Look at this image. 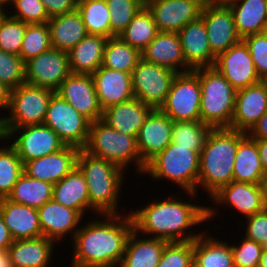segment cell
Listing matches in <instances>:
<instances>
[{
    "label": "cell",
    "mask_w": 267,
    "mask_h": 267,
    "mask_svg": "<svg viewBox=\"0 0 267 267\" xmlns=\"http://www.w3.org/2000/svg\"><path fill=\"white\" fill-rule=\"evenodd\" d=\"M44 124L54 130L65 145L85 148L91 121L56 92L50 99Z\"/></svg>",
    "instance_id": "9c48e42d"
},
{
    "label": "cell",
    "mask_w": 267,
    "mask_h": 267,
    "mask_svg": "<svg viewBox=\"0 0 267 267\" xmlns=\"http://www.w3.org/2000/svg\"><path fill=\"white\" fill-rule=\"evenodd\" d=\"M55 91L21 84L10 91L9 117L4 116L5 127H23L44 124L50 99Z\"/></svg>",
    "instance_id": "ba28073f"
},
{
    "label": "cell",
    "mask_w": 267,
    "mask_h": 267,
    "mask_svg": "<svg viewBox=\"0 0 267 267\" xmlns=\"http://www.w3.org/2000/svg\"><path fill=\"white\" fill-rule=\"evenodd\" d=\"M110 11L111 37L119 36L129 25L145 0H106Z\"/></svg>",
    "instance_id": "7bdbcfd3"
},
{
    "label": "cell",
    "mask_w": 267,
    "mask_h": 267,
    "mask_svg": "<svg viewBox=\"0 0 267 267\" xmlns=\"http://www.w3.org/2000/svg\"><path fill=\"white\" fill-rule=\"evenodd\" d=\"M77 167L84 174L89 195V210L97 214L120 215L117 203L126 173L118 165L105 159L92 156L80 149ZM124 176V177H123Z\"/></svg>",
    "instance_id": "277c9868"
},
{
    "label": "cell",
    "mask_w": 267,
    "mask_h": 267,
    "mask_svg": "<svg viewBox=\"0 0 267 267\" xmlns=\"http://www.w3.org/2000/svg\"><path fill=\"white\" fill-rule=\"evenodd\" d=\"M52 48L69 52L86 35L87 31L80 12L76 9L48 20Z\"/></svg>",
    "instance_id": "f1b7e54d"
},
{
    "label": "cell",
    "mask_w": 267,
    "mask_h": 267,
    "mask_svg": "<svg viewBox=\"0 0 267 267\" xmlns=\"http://www.w3.org/2000/svg\"><path fill=\"white\" fill-rule=\"evenodd\" d=\"M245 236L258 243L267 239V209L246 217Z\"/></svg>",
    "instance_id": "f907efd6"
},
{
    "label": "cell",
    "mask_w": 267,
    "mask_h": 267,
    "mask_svg": "<svg viewBox=\"0 0 267 267\" xmlns=\"http://www.w3.org/2000/svg\"><path fill=\"white\" fill-rule=\"evenodd\" d=\"M23 172L16 149L12 145L0 147V198L8 196Z\"/></svg>",
    "instance_id": "b9f144b4"
},
{
    "label": "cell",
    "mask_w": 267,
    "mask_h": 267,
    "mask_svg": "<svg viewBox=\"0 0 267 267\" xmlns=\"http://www.w3.org/2000/svg\"><path fill=\"white\" fill-rule=\"evenodd\" d=\"M5 129L7 140L15 139L14 137L20 134L11 145L16 149L23 164L57 152L66 146L55 131L45 124L5 127Z\"/></svg>",
    "instance_id": "7c38bea8"
},
{
    "label": "cell",
    "mask_w": 267,
    "mask_h": 267,
    "mask_svg": "<svg viewBox=\"0 0 267 267\" xmlns=\"http://www.w3.org/2000/svg\"><path fill=\"white\" fill-rule=\"evenodd\" d=\"M0 215L14 240L34 239L42 236L36 208L18 204L3 197L0 198Z\"/></svg>",
    "instance_id": "4316f807"
},
{
    "label": "cell",
    "mask_w": 267,
    "mask_h": 267,
    "mask_svg": "<svg viewBox=\"0 0 267 267\" xmlns=\"http://www.w3.org/2000/svg\"><path fill=\"white\" fill-rule=\"evenodd\" d=\"M52 48L48 23L27 24L20 50L24 62Z\"/></svg>",
    "instance_id": "60d3db41"
},
{
    "label": "cell",
    "mask_w": 267,
    "mask_h": 267,
    "mask_svg": "<svg viewBox=\"0 0 267 267\" xmlns=\"http://www.w3.org/2000/svg\"><path fill=\"white\" fill-rule=\"evenodd\" d=\"M54 241L44 236L14 240L7 253L13 267H47L53 254Z\"/></svg>",
    "instance_id": "83f0119b"
},
{
    "label": "cell",
    "mask_w": 267,
    "mask_h": 267,
    "mask_svg": "<svg viewBox=\"0 0 267 267\" xmlns=\"http://www.w3.org/2000/svg\"><path fill=\"white\" fill-rule=\"evenodd\" d=\"M189 267H202V266L195 259H193Z\"/></svg>",
    "instance_id": "be15d7a7"
},
{
    "label": "cell",
    "mask_w": 267,
    "mask_h": 267,
    "mask_svg": "<svg viewBox=\"0 0 267 267\" xmlns=\"http://www.w3.org/2000/svg\"><path fill=\"white\" fill-rule=\"evenodd\" d=\"M0 267H13L7 251L0 252Z\"/></svg>",
    "instance_id": "680465c9"
},
{
    "label": "cell",
    "mask_w": 267,
    "mask_h": 267,
    "mask_svg": "<svg viewBox=\"0 0 267 267\" xmlns=\"http://www.w3.org/2000/svg\"><path fill=\"white\" fill-rule=\"evenodd\" d=\"M26 26L27 23L6 14L0 22V49L19 56Z\"/></svg>",
    "instance_id": "ee69618b"
},
{
    "label": "cell",
    "mask_w": 267,
    "mask_h": 267,
    "mask_svg": "<svg viewBox=\"0 0 267 267\" xmlns=\"http://www.w3.org/2000/svg\"><path fill=\"white\" fill-rule=\"evenodd\" d=\"M6 198L38 209L53 199V184L32 178L23 172Z\"/></svg>",
    "instance_id": "e575fe53"
},
{
    "label": "cell",
    "mask_w": 267,
    "mask_h": 267,
    "mask_svg": "<svg viewBox=\"0 0 267 267\" xmlns=\"http://www.w3.org/2000/svg\"><path fill=\"white\" fill-rule=\"evenodd\" d=\"M142 59L176 73H184L192 69L187 65L178 33L158 32L156 37L141 52ZM178 68H183L181 71Z\"/></svg>",
    "instance_id": "cb8c5ba5"
},
{
    "label": "cell",
    "mask_w": 267,
    "mask_h": 267,
    "mask_svg": "<svg viewBox=\"0 0 267 267\" xmlns=\"http://www.w3.org/2000/svg\"><path fill=\"white\" fill-rule=\"evenodd\" d=\"M176 75L171 69L141 59L132 72L134 97L159 109L165 102Z\"/></svg>",
    "instance_id": "8fae6325"
},
{
    "label": "cell",
    "mask_w": 267,
    "mask_h": 267,
    "mask_svg": "<svg viewBox=\"0 0 267 267\" xmlns=\"http://www.w3.org/2000/svg\"><path fill=\"white\" fill-rule=\"evenodd\" d=\"M200 153L190 147L171 142L145 166L143 173L155 180H170L186 191L190 198H197Z\"/></svg>",
    "instance_id": "5b68a950"
},
{
    "label": "cell",
    "mask_w": 267,
    "mask_h": 267,
    "mask_svg": "<svg viewBox=\"0 0 267 267\" xmlns=\"http://www.w3.org/2000/svg\"><path fill=\"white\" fill-rule=\"evenodd\" d=\"M212 127L201 121H173L172 140L200 153Z\"/></svg>",
    "instance_id": "ab89813d"
},
{
    "label": "cell",
    "mask_w": 267,
    "mask_h": 267,
    "mask_svg": "<svg viewBox=\"0 0 267 267\" xmlns=\"http://www.w3.org/2000/svg\"><path fill=\"white\" fill-rule=\"evenodd\" d=\"M49 18L77 9L76 0H41Z\"/></svg>",
    "instance_id": "816d5d0a"
},
{
    "label": "cell",
    "mask_w": 267,
    "mask_h": 267,
    "mask_svg": "<svg viewBox=\"0 0 267 267\" xmlns=\"http://www.w3.org/2000/svg\"><path fill=\"white\" fill-rule=\"evenodd\" d=\"M108 38L87 34L68 54L71 73L92 75L102 65Z\"/></svg>",
    "instance_id": "1f68e13d"
},
{
    "label": "cell",
    "mask_w": 267,
    "mask_h": 267,
    "mask_svg": "<svg viewBox=\"0 0 267 267\" xmlns=\"http://www.w3.org/2000/svg\"><path fill=\"white\" fill-rule=\"evenodd\" d=\"M11 89L0 81V110H8Z\"/></svg>",
    "instance_id": "9f6ffc18"
},
{
    "label": "cell",
    "mask_w": 267,
    "mask_h": 267,
    "mask_svg": "<svg viewBox=\"0 0 267 267\" xmlns=\"http://www.w3.org/2000/svg\"><path fill=\"white\" fill-rule=\"evenodd\" d=\"M168 197L154 201L131 212L134 231L138 234L154 235L152 238L167 242L192 241L201 233L187 234L184 231L215 217L217 210L213 207L185 203L182 200ZM189 228V229H188ZM186 236H185V235ZM196 234V235H195Z\"/></svg>",
    "instance_id": "7a4b0ae2"
},
{
    "label": "cell",
    "mask_w": 267,
    "mask_h": 267,
    "mask_svg": "<svg viewBox=\"0 0 267 267\" xmlns=\"http://www.w3.org/2000/svg\"><path fill=\"white\" fill-rule=\"evenodd\" d=\"M173 121L159 109H154L145 120L137 136L141 162L146 164L162 152L172 140Z\"/></svg>",
    "instance_id": "d6986e66"
},
{
    "label": "cell",
    "mask_w": 267,
    "mask_h": 267,
    "mask_svg": "<svg viewBox=\"0 0 267 267\" xmlns=\"http://www.w3.org/2000/svg\"><path fill=\"white\" fill-rule=\"evenodd\" d=\"M252 139H267V111L247 133Z\"/></svg>",
    "instance_id": "f5cc1de1"
},
{
    "label": "cell",
    "mask_w": 267,
    "mask_h": 267,
    "mask_svg": "<svg viewBox=\"0 0 267 267\" xmlns=\"http://www.w3.org/2000/svg\"><path fill=\"white\" fill-rule=\"evenodd\" d=\"M87 34L111 38L110 11L106 0H87L77 4Z\"/></svg>",
    "instance_id": "f35d334b"
},
{
    "label": "cell",
    "mask_w": 267,
    "mask_h": 267,
    "mask_svg": "<svg viewBox=\"0 0 267 267\" xmlns=\"http://www.w3.org/2000/svg\"><path fill=\"white\" fill-rule=\"evenodd\" d=\"M25 62L18 55L0 49V81L10 89L25 83Z\"/></svg>",
    "instance_id": "bcb514c9"
},
{
    "label": "cell",
    "mask_w": 267,
    "mask_h": 267,
    "mask_svg": "<svg viewBox=\"0 0 267 267\" xmlns=\"http://www.w3.org/2000/svg\"><path fill=\"white\" fill-rule=\"evenodd\" d=\"M25 83L57 91L70 74L67 52L55 48L25 62Z\"/></svg>",
    "instance_id": "5bb4252c"
},
{
    "label": "cell",
    "mask_w": 267,
    "mask_h": 267,
    "mask_svg": "<svg viewBox=\"0 0 267 267\" xmlns=\"http://www.w3.org/2000/svg\"><path fill=\"white\" fill-rule=\"evenodd\" d=\"M141 59L142 55L138 49L115 36L108 38L106 42L101 66L132 74Z\"/></svg>",
    "instance_id": "8d00e7d4"
},
{
    "label": "cell",
    "mask_w": 267,
    "mask_h": 267,
    "mask_svg": "<svg viewBox=\"0 0 267 267\" xmlns=\"http://www.w3.org/2000/svg\"><path fill=\"white\" fill-rule=\"evenodd\" d=\"M7 140V132L4 124V117H0V141Z\"/></svg>",
    "instance_id": "91938a15"
},
{
    "label": "cell",
    "mask_w": 267,
    "mask_h": 267,
    "mask_svg": "<svg viewBox=\"0 0 267 267\" xmlns=\"http://www.w3.org/2000/svg\"><path fill=\"white\" fill-rule=\"evenodd\" d=\"M178 36L184 59L192 70L213 67L216 55L209 46L207 29L201 17L189 22Z\"/></svg>",
    "instance_id": "44dd1931"
},
{
    "label": "cell",
    "mask_w": 267,
    "mask_h": 267,
    "mask_svg": "<svg viewBox=\"0 0 267 267\" xmlns=\"http://www.w3.org/2000/svg\"><path fill=\"white\" fill-rule=\"evenodd\" d=\"M158 32L151 12L144 6L139 10L119 37L124 42L142 52L156 37Z\"/></svg>",
    "instance_id": "74e56055"
},
{
    "label": "cell",
    "mask_w": 267,
    "mask_h": 267,
    "mask_svg": "<svg viewBox=\"0 0 267 267\" xmlns=\"http://www.w3.org/2000/svg\"><path fill=\"white\" fill-rule=\"evenodd\" d=\"M248 46L257 74L267 81V38L261 34H251L242 39Z\"/></svg>",
    "instance_id": "681fc988"
},
{
    "label": "cell",
    "mask_w": 267,
    "mask_h": 267,
    "mask_svg": "<svg viewBox=\"0 0 267 267\" xmlns=\"http://www.w3.org/2000/svg\"><path fill=\"white\" fill-rule=\"evenodd\" d=\"M92 78L102 110L134 98L131 73L101 66Z\"/></svg>",
    "instance_id": "603a6c76"
},
{
    "label": "cell",
    "mask_w": 267,
    "mask_h": 267,
    "mask_svg": "<svg viewBox=\"0 0 267 267\" xmlns=\"http://www.w3.org/2000/svg\"><path fill=\"white\" fill-rule=\"evenodd\" d=\"M84 1H87V0H76V3H80V2H84Z\"/></svg>",
    "instance_id": "a7ac6f4b"
},
{
    "label": "cell",
    "mask_w": 267,
    "mask_h": 267,
    "mask_svg": "<svg viewBox=\"0 0 267 267\" xmlns=\"http://www.w3.org/2000/svg\"><path fill=\"white\" fill-rule=\"evenodd\" d=\"M267 111V81L237 90L231 129L248 133Z\"/></svg>",
    "instance_id": "ac0fdd59"
},
{
    "label": "cell",
    "mask_w": 267,
    "mask_h": 267,
    "mask_svg": "<svg viewBox=\"0 0 267 267\" xmlns=\"http://www.w3.org/2000/svg\"><path fill=\"white\" fill-rule=\"evenodd\" d=\"M266 173L259 158L256 139L246 134L239 142L235 155L233 181L260 185Z\"/></svg>",
    "instance_id": "836d02e7"
},
{
    "label": "cell",
    "mask_w": 267,
    "mask_h": 267,
    "mask_svg": "<svg viewBox=\"0 0 267 267\" xmlns=\"http://www.w3.org/2000/svg\"><path fill=\"white\" fill-rule=\"evenodd\" d=\"M256 143L262 167L267 173V139H256Z\"/></svg>",
    "instance_id": "11a10c76"
},
{
    "label": "cell",
    "mask_w": 267,
    "mask_h": 267,
    "mask_svg": "<svg viewBox=\"0 0 267 267\" xmlns=\"http://www.w3.org/2000/svg\"><path fill=\"white\" fill-rule=\"evenodd\" d=\"M241 243V245H240ZM239 246L231 245L235 267H259L263 249L261 244L246 237Z\"/></svg>",
    "instance_id": "c3c4849f"
},
{
    "label": "cell",
    "mask_w": 267,
    "mask_h": 267,
    "mask_svg": "<svg viewBox=\"0 0 267 267\" xmlns=\"http://www.w3.org/2000/svg\"><path fill=\"white\" fill-rule=\"evenodd\" d=\"M193 71L201 88L200 121L212 128H231L237 90L214 67Z\"/></svg>",
    "instance_id": "8992f818"
},
{
    "label": "cell",
    "mask_w": 267,
    "mask_h": 267,
    "mask_svg": "<svg viewBox=\"0 0 267 267\" xmlns=\"http://www.w3.org/2000/svg\"><path fill=\"white\" fill-rule=\"evenodd\" d=\"M16 14L9 15L27 24L47 23L50 19L41 0H12Z\"/></svg>",
    "instance_id": "7dc6e473"
},
{
    "label": "cell",
    "mask_w": 267,
    "mask_h": 267,
    "mask_svg": "<svg viewBox=\"0 0 267 267\" xmlns=\"http://www.w3.org/2000/svg\"><path fill=\"white\" fill-rule=\"evenodd\" d=\"M153 110L152 106L134 97L103 110L101 120L125 135L138 136L140 128Z\"/></svg>",
    "instance_id": "484cf974"
},
{
    "label": "cell",
    "mask_w": 267,
    "mask_h": 267,
    "mask_svg": "<svg viewBox=\"0 0 267 267\" xmlns=\"http://www.w3.org/2000/svg\"><path fill=\"white\" fill-rule=\"evenodd\" d=\"M194 259V240L167 242L157 267H189Z\"/></svg>",
    "instance_id": "f6af8a7d"
},
{
    "label": "cell",
    "mask_w": 267,
    "mask_h": 267,
    "mask_svg": "<svg viewBox=\"0 0 267 267\" xmlns=\"http://www.w3.org/2000/svg\"><path fill=\"white\" fill-rule=\"evenodd\" d=\"M14 241L8 227L4 224L2 216L0 215V252L7 251L9 246Z\"/></svg>",
    "instance_id": "db71d44e"
},
{
    "label": "cell",
    "mask_w": 267,
    "mask_h": 267,
    "mask_svg": "<svg viewBox=\"0 0 267 267\" xmlns=\"http://www.w3.org/2000/svg\"><path fill=\"white\" fill-rule=\"evenodd\" d=\"M246 134L231 128H212L200 152L197 191L203 187L208 196L212 197L233 181L238 142Z\"/></svg>",
    "instance_id": "3957f363"
},
{
    "label": "cell",
    "mask_w": 267,
    "mask_h": 267,
    "mask_svg": "<svg viewBox=\"0 0 267 267\" xmlns=\"http://www.w3.org/2000/svg\"><path fill=\"white\" fill-rule=\"evenodd\" d=\"M207 0H145L158 31L178 33L201 16Z\"/></svg>",
    "instance_id": "9a60e30c"
},
{
    "label": "cell",
    "mask_w": 267,
    "mask_h": 267,
    "mask_svg": "<svg viewBox=\"0 0 267 267\" xmlns=\"http://www.w3.org/2000/svg\"><path fill=\"white\" fill-rule=\"evenodd\" d=\"M139 234L133 230L128 237L126 249L118 267H157L165 244L162 239L138 238Z\"/></svg>",
    "instance_id": "f546056e"
},
{
    "label": "cell",
    "mask_w": 267,
    "mask_h": 267,
    "mask_svg": "<svg viewBox=\"0 0 267 267\" xmlns=\"http://www.w3.org/2000/svg\"><path fill=\"white\" fill-rule=\"evenodd\" d=\"M201 88L193 71L177 73L159 110L172 121H200Z\"/></svg>",
    "instance_id": "30bf717a"
},
{
    "label": "cell",
    "mask_w": 267,
    "mask_h": 267,
    "mask_svg": "<svg viewBox=\"0 0 267 267\" xmlns=\"http://www.w3.org/2000/svg\"><path fill=\"white\" fill-rule=\"evenodd\" d=\"M231 9L235 28L243 39L251 34H261L267 24L266 0H223Z\"/></svg>",
    "instance_id": "4dcf8cb0"
},
{
    "label": "cell",
    "mask_w": 267,
    "mask_h": 267,
    "mask_svg": "<svg viewBox=\"0 0 267 267\" xmlns=\"http://www.w3.org/2000/svg\"><path fill=\"white\" fill-rule=\"evenodd\" d=\"M37 210L42 236L55 243L61 241L68 232L74 237L83 220V216L77 210L65 207L54 199L44 203Z\"/></svg>",
    "instance_id": "7402d4cb"
},
{
    "label": "cell",
    "mask_w": 267,
    "mask_h": 267,
    "mask_svg": "<svg viewBox=\"0 0 267 267\" xmlns=\"http://www.w3.org/2000/svg\"><path fill=\"white\" fill-rule=\"evenodd\" d=\"M260 187L262 191L263 203H264L265 209H267V173L262 177Z\"/></svg>",
    "instance_id": "6f0895ef"
},
{
    "label": "cell",
    "mask_w": 267,
    "mask_h": 267,
    "mask_svg": "<svg viewBox=\"0 0 267 267\" xmlns=\"http://www.w3.org/2000/svg\"><path fill=\"white\" fill-rule=\"evenodd\" d=\"M204 235L201 233L194 240V259L202 267H235L231 245L217 237Z\"/></svg>",
    "instance_id": "d590c367"
},
{
    "label": "cell",
    "mask_w": 267,
    "mask_h": 267,
    "mask_svg": "<svg viewBox=\"0 0 267 267\" xmlns=\"http://www.w3.org/2000/svg\"><path fill=\"white\" fill-rule=\"evenodd\" d=\"M261 247H262L263 251H267V239H265V240L261 243Z\"/></svg>",
    "instance_id": "e7e4bbea"
},
{
    "label": "cell",
    "mask_w": 267,
    "mask_h": 267,
    "mask_svg": "<svg viewBox=\"0 0 267 267\" xmlns=\"http://www.w3.org/2000/svg\"><path fill=\"white\" fill-rule=\"evenodd\" d=\"M123 216L104 215V220L80 226L72 237V267H118L134 230L130 213Z\"/></svg>",
    "instance_id": "6da1fadb"
},
{
    "label": "cell",
    "mask_w": 267,
    "mask_h": 267,
    "mask_svg": "<svg viewBox=\"0 0 267 267\" xmlns=\"http://www.w3.org/2000/svg\"><path fill=\"white\" fill-rule=\"evenodd\" d=\"M12 0H0V4H2L5 7V4L11 3Z\"/></svg>",
    "instance_id": "03108f58"
},
{
    "label": "cell",
    "mask_w": 267,
    "mask_h": 267,
    "mask_svg": "<svg viewBox=\"0 0 267 267\" xmlns=\"http://www.w3.org/2000/svg\"><path fill=\"white\" fill-rule=\"evenodd\" d=\"M213 204H225L245 217L265 209L261 187L258 184L231 181L211 197Z\"/></svg>",
    "instance_id": "d4e9b609"
},
{
    "label": "cell",
    "mask_w": 267,
    "mask_h": 267,
    "mask_svg": "<svg viewBox=\"0 0 267 267\" xmlns=\"http://www.w3.org/2000/svg\"><path fill=\"white\" fill-rule=\"evenodd\" d=\"M9 14V12L5 13V8L2 4H0V22L2 21V19L6 16V14Z\"/></svg>",
    "instance_id": "6125c7cd"
},
{
    "label": "cell",
    "mask_w": 267,
    "mask_h": 267,
    "mask_svg": "<svg viewBox=\"0 0 267 267\" xmlns=\"http://www.w3.org/2000/svg\"><path fill=\"white\" fill-rule=\"evenodd\" d=\"M259 267H267V251L262 252Z\"/></svg>",
    "instance_id": "94428289"
},
{
    "label": "cell",
    "mask_w": 267,
    "mask_h": 267,
    "mask_svg": "<svg viewBox=\"0 0 267 267\" xmlns=\"http://www.w3.org/2000/svg\"><path fill=\"white\" fill-rule=\"evenodd\" d=\"M262 34L267 38V24L263 27Z\"/></svg>",
    "instance_id": "003e7915"
},
{
    "label": "cell",
    "mask_w": 267,
    "mask_h": 267,
    "mask_svg": "<svg viewBox=\"0 0 267 267\" xmlns=\"http://www.w3.org/2000/svg\"><path fill=\"white\" fill-rule=\"evenodd\" d=\"M213 67L236 89L262 81L256 71L248 46L243 40L216 56Z\"/></svg>",
    "instance_id": "2e32d148"
},
{
    "label": "cell",
    "mask_w": 267,
    "mask_h": 267,
    "mask_svg": "<svg viewBox=\"0 0 267 267\" xmlns=\"http://www.w3.org/2000/svg\"><path fill=\"white\" fill-rule=\"evenodd\" d=\"M53 199L65 207L77 210L82 216L89 209L87 183L77 166L53 185Z\"/></svg>",
    "instance_id": "d6a6232c"
},
{
    "label": "cell",
    "mask_w": 267,
    "mask_h": 267,
    "mask_svg": "<svg viewBox=\"0 0 267 267\" xmlns=\"http://www.w3.org/2000/svg\"><path fill=\"white\" fill-rule=\"evenodd\" d=\"M200 17L207 29L211 51L216 56L242 40L236 31L232 11L223 0H207Z\"/></svg>",
    "instance_id": "4fadbf2b"
},
{
    "label": "cell",
    "mask_w": 267,
    "mask_h": 267,
    "mask_svg": "<svg viewBox=\"0 0 267 267\" xmlns=\"http://www.w3.org/2000/svg\"><path fill=\"white\" fill-rule=\"evenodd\" d=\"M84 150L92 156L110 161L125 170L130 162H136V169L143 174L145 165L141 162L137 136L125 135L109 127L102 120L91 122L89 138Z\"/></svg>",
    "instance_id": "52a82bcc"
},
{
    "label": "cell",
    "mask_w": 267,
    "mask_h": 267,
    "mask_svg": "<svg viewBox=\"0 0 267 267\" xmlns=\"http://www.w3.org/2000/svg\"><path fill=\"white\" fill-rule=\"evenodd\" d=\"M79 151V148L66 145L57 152L25 162L23 171L32 178L54 185L77 166Z\"/></svg>",
    "instance_id": "ffe728a7"
},
{
    "label": "cell",
    "mask_w": 267,
    "mask_h": 267,
    "mask_svg": "<svg viewBox=\"0 0 267 267\" xmlns=\"http://www.w3.org/2000/svg\"><path fill=\"white\" fill-rule=\"evenodd\" d=\"M56 93L91 122L102 119L103 110L92 75L71 73L63 80Z\"/></svg>",
    "instance_id": "e0dca14e"
}]
</instances>
